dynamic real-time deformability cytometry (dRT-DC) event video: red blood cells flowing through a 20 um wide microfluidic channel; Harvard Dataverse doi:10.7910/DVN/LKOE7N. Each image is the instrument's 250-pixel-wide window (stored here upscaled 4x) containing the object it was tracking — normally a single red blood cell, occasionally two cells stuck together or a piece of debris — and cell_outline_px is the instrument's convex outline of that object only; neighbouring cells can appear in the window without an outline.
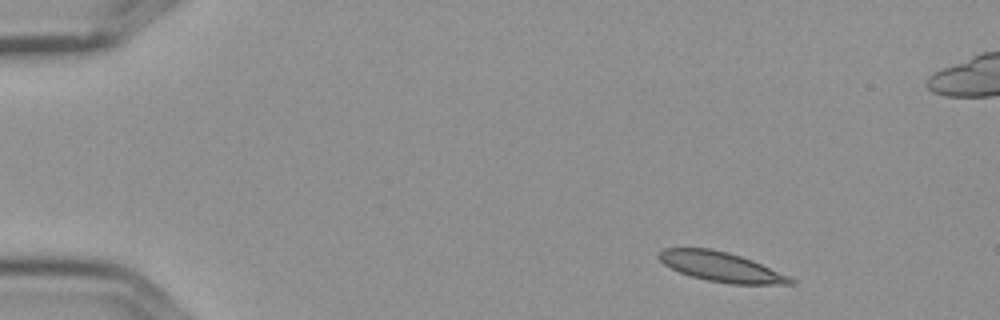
{"species": "Egyptian fruit bat (a non-hibernating species)", "species_latin": "Rousettus aegyptiacus", "temperature_condition": "cold", "stored_images_in_passage": 4, "camera_frame_rate_fps": 3000, "um_per_image_px": 0.085, "frame": {"image": 1, "passage_image": 1, "time_ms": 0.0, "image_size_px": [1000, 320], "cell_outline_px": [[796, 284], [732, 284], [708, 280], [692, 276], [680, 272], [664, 264], [660, 260], [660, 252], [664, 248], [708, 248], [728, 252], [752, 260], [788, 276], [796, 280]], "centroid_in_image_um": [61.32, 22.68], "position_along_channel_um": 23.7, "area_um2": 22.31}}